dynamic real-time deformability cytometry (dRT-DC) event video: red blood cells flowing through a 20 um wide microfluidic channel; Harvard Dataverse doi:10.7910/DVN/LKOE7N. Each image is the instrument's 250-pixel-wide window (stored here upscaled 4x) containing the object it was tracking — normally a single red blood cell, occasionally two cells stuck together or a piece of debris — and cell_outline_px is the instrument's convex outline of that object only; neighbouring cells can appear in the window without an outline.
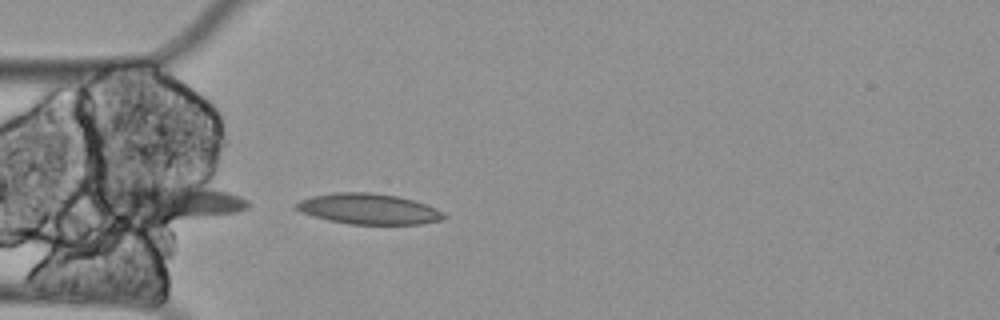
{"species": "Egyptian fruit bat (a non-hibernating species)", "species_latin": "Rousettus aegyptiacus", "temperature_condition": "cold", "stored_images_in_passage": 2, "camera_frame_rate_fps": 3000, "um_per_image_px": 0.085, "animal": {"sex": "female"}, "frame": {"image": 1, "passage_image": 2, "time_ms": 0.333, "image_size_px": [1000, 320], "cell_outline_px": [[448, 216], [444, 220], [420, 224], [348, 224], [328, 220], [300, 212], [296, 208], [296, 204], [300, 200], [312, 196], [332, 192], [372, 192], [396, 196], [412, 200], [436, 208]], "centroid_in_image_um": [31.34, 17.76], "position_along_channel_um": 53.7, "area_um2": 26.36}}